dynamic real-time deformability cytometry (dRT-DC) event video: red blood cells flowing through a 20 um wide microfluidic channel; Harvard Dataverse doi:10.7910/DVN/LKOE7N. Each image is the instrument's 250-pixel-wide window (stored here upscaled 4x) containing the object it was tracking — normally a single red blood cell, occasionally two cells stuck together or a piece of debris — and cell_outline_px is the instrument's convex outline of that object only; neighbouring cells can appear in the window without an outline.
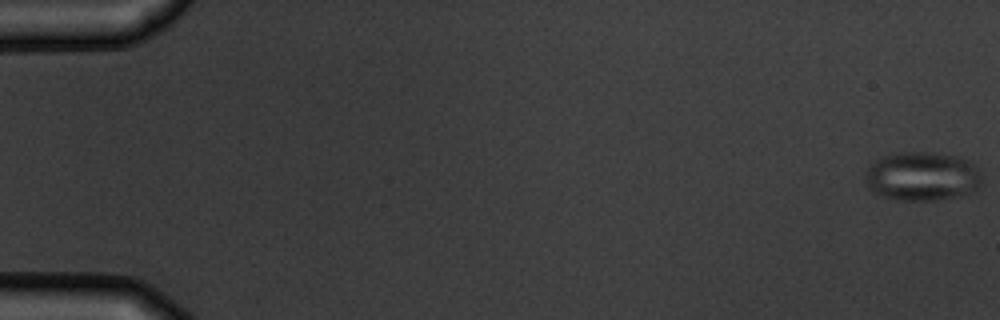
{"species": "common noctule bat (a hibernating species)", "species_latin": "Nyctalus noctula", "temperature_condition": "warm", "stored_images_in_passage": 6, "camera_frame_rate_fps": 3000, "um_per_image_px": 0.085, "animal": {"sex": "male", "body_mass_g": 19.5, "forearm_length_mm": 54.6}, "frame": {"image": 1, "passage_image": 1, "time_ms": 0.0, "image_size_px": [1000, 320], "cell_outline_px": [[980, 184], [976, 192], [960, 196], [936, 200], [896, 200], [884, 196], [868, 188], [864, 172], [876, 160], [884, 156], [896, 152], [932, 152], [960, 156], [968, 160], [980, 172]], "centroid_in_image_um": [78.41, 14.98], "position_along_channel_um": 6.6, "area_um2": 33.47}}